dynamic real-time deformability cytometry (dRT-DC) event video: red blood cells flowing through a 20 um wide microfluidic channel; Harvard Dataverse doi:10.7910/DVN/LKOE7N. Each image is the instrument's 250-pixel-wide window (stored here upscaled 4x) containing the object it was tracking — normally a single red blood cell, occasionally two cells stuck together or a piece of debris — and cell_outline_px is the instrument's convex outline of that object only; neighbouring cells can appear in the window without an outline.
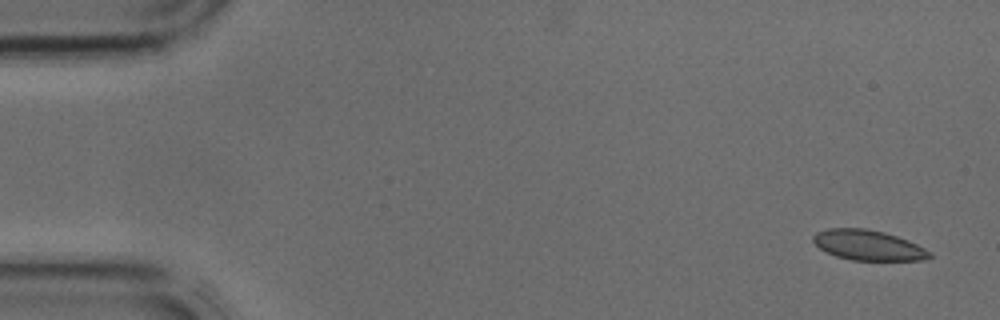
{"species": "common noctule bat (a hibernating species)", "species_latin": "Nyctalus noctula", "temperature_condition": "cold", "stored_images_in_passage": 43, "camera_frame_rate_fps": 3000, "um_per_image_px": 0.085, "animal": {"sex": "male", "body_mass_g": 17.9, "forearm_length_mm": 54.2}, "frame": {"image": 1, "passage_image": 2, "time_ms": 0.333, "image_size_px": [1000, 320], "cell_outline_px": [[932, 256], [920, 260], [852, 260], [836, 256], [820, 248], [812, 240], [812, 236], [816, 232], [828, 228], [864, 228], [884, 232], [908, 240], [932, 252]], "centroid_in_image_um": [73.78, 20.83], "position_along_channel_um": 11.2, "area_um2": 20.35}}
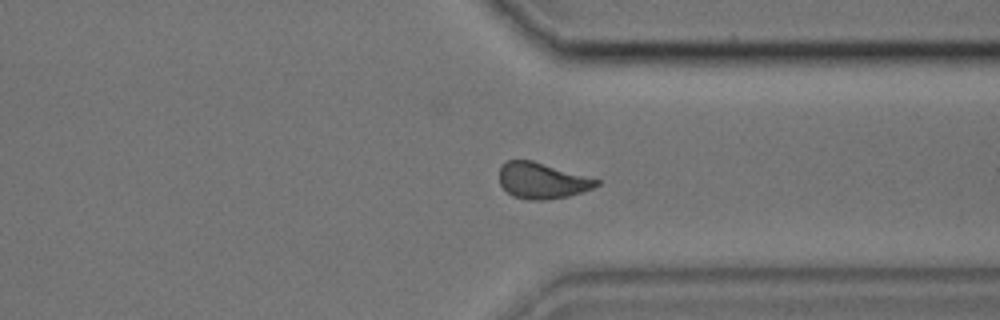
{"frame": {"image": 2, "passage_image": 32, "time_ms": 10.333, "image_size_px": [1000, 320], "cell_outline_px": [[600, 184], [592, 188], [568, 196], [544, 200], [528, 200], [512, 196], [500, 184], [500, 168], [508, 160], [532, 160], [600, 180]], "centroid_in_image_um": [46.07, 15.36], "position_along_channel_um": 365.3, "area_um2": 20.11}}
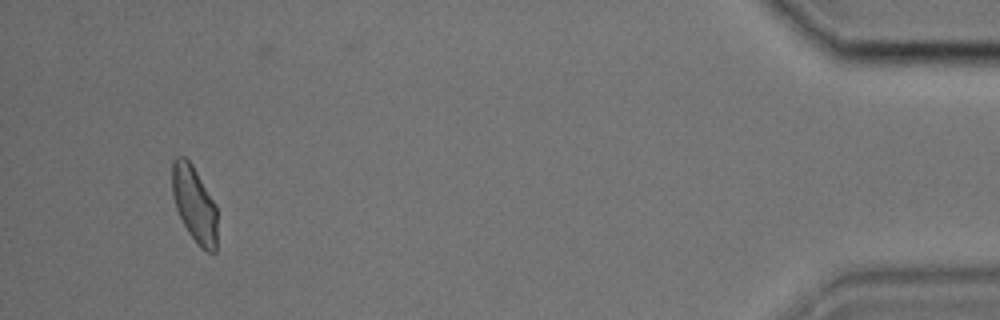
{"frame": {"image": 3, "passage_image": 40, "time_ms": 13.0, "image_size_px": [1000, 320], "cell_outline_px": [[216, 252], [208, 252], [200, 248], [188, 232], [176, 208], [172, 192], [172, 160], [176, 156], [184, 156], [192, 164], [216, 204]], "centroid_in_image_um": [16.51, 17.34], "position_along_channel_um": 418.7, "area_um2": 19.94}}